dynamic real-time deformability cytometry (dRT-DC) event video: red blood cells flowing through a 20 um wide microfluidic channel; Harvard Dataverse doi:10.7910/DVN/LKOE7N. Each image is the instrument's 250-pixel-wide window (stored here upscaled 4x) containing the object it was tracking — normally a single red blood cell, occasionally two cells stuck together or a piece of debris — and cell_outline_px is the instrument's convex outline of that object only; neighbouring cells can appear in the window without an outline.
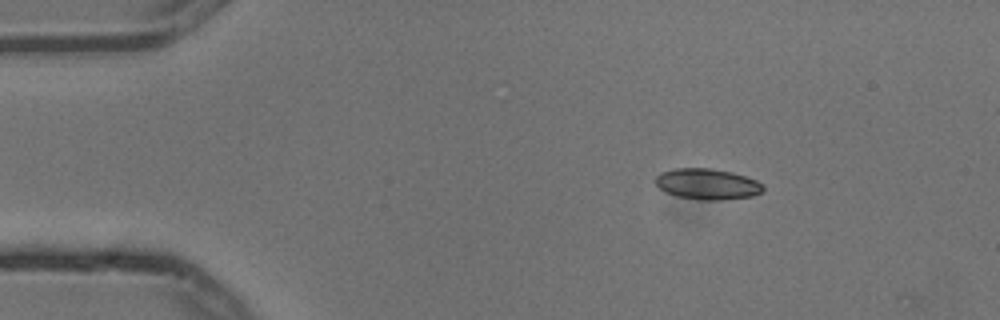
{"species": "common noctule bat (a hibernating species)", "species_latin": "Nyctalus noctula", "temperature_condition": "cold", "stored_images_in_passage": 4, "segment_of_instrument_passage": [1, 2], "camera_frame_rate_fps": 3000, "um_per_image_px": 0.085, "animal": {"sex": "male", "body_mass_g": 13.3}, "frame": {"image": 1, "passage_image": 1, "time_ms": 0.0, "image_size_px": [1000, 320], "cell_outline_px": [[764, 192], [752, 196], [720, 200], [700, 200], [676, 196], [664, 192], [652, 180], [660, 172], [672, 168], [712, 168], [732, 172], [756, 180], [764, 184]], "centroid_in_image_um": [60.1, 15.64], "position_along_channel_um": 24.9, "area_um2": 19.71}}